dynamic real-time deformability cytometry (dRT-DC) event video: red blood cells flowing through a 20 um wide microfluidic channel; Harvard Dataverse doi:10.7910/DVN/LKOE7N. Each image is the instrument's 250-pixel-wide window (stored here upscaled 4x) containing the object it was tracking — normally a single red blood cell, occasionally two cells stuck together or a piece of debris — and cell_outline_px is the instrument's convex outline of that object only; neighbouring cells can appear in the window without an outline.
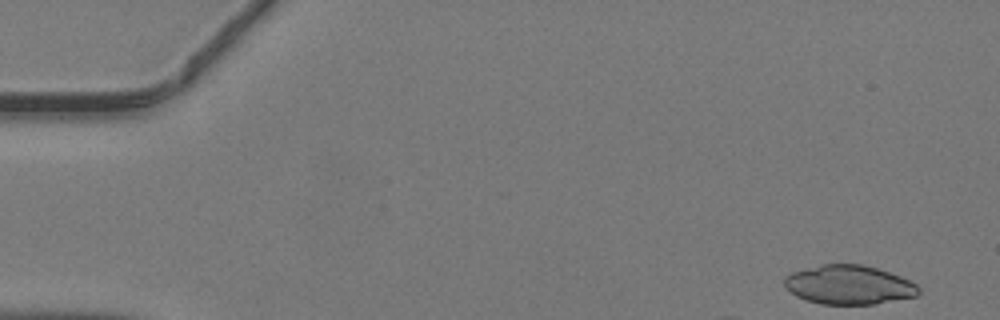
{"species": "common noctule bat (a hibernating species)", "species_latin": "Nyctalus noctula", "temperature_condition": "warm", "stored_images_in_passage": 12, "camera_frame_rate_fps": 3000, "um_per_image_px": 0.085, "animal": {"sex": "male", "body_mass_g": 19.2, "forearm_length_mm": 51.8}, "frame": {"image": 1, "passage_image": 1, "time_ms": 0.0, "image_size_px": [1000, 320], "cell_outline_px": [[920, 292], [916, 296], [872, 304], [820, 304], [796, 296], [784, 284], [784, 276], [792, 272], [824, 264], [864, 264], [900, 276], [916, 284], [920, 288]], "centroid_in_image_um": [72.16, 24.21], "position_along_channel_um": 12.8, "area_um2": 30.29}}